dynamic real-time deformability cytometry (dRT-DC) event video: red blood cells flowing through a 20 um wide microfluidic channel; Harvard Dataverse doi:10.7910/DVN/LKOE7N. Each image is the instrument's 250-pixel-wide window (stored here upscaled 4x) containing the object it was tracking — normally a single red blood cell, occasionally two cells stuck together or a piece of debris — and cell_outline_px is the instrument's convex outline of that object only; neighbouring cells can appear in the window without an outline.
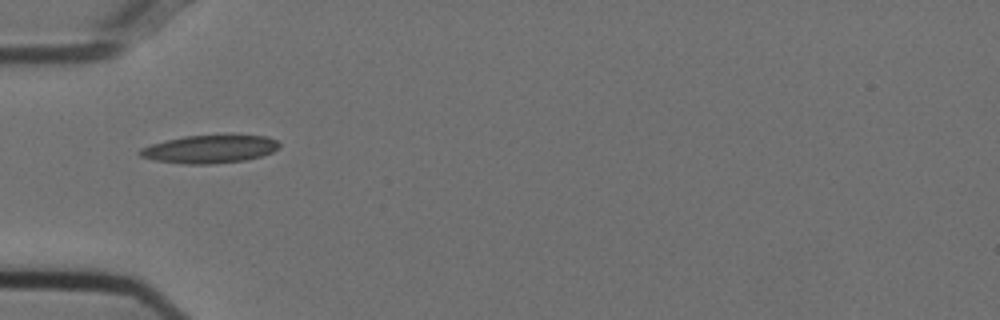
{"species": "Egyptian fruit bat (a non-hibernating species)", "species_latin": "Rousettus aegyptiacus", "temperature_condition": "cold", "stored_images_in_passage": 17, "camera_frame_rate_fps": 3000, "um_per_image_px": 0.085, "animal": {"sex": "female"}, "frame": {"image": 1, "passage_image": 3, "time_ms": 0.667, "image_size_px": [1000, 320], "cell_outline_px": [[280, 148], [272, 152], [260, 156], [244, 160], [208, 164], [184, 164], [156, 160], [140, 156], [136, 152], [140, 148], [152, 144], [184, 136], [232, 132], [268, 136], [276, 140], [280, 144]], "centroid_in_image_um": [17.89, 12.62], "position_along_channel_um": 67.1, "area_um2": 23.58}}
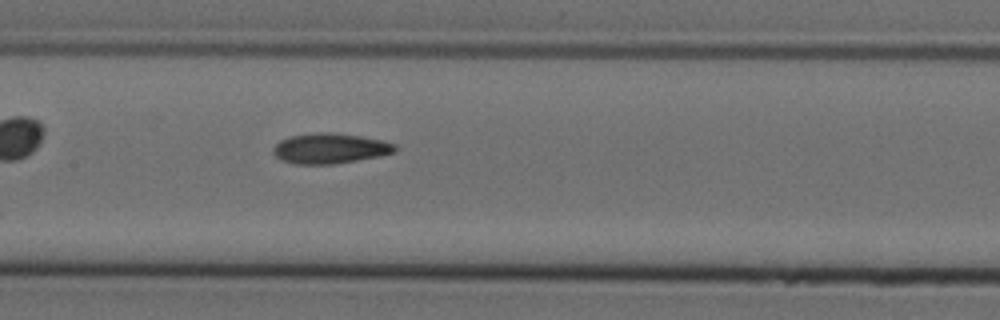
{"frame": {"image": 2, "passage_image": 12, "time_ms": 3.667, "image_size_px": [1000, 320], "cell_outline_px": [[396, 152], [380, 156], [336, 164], [292, 164], [280, 160], [272, 152], [272, 148], [280, 140], [288, 136], [320, 132], [332, 132], [360, 136], [384, 140], [396, 144]], "centroid_in_image_um": [28.04, 12.62], "position_along_channel_um": 179.4, "area_um2": 21.79}}
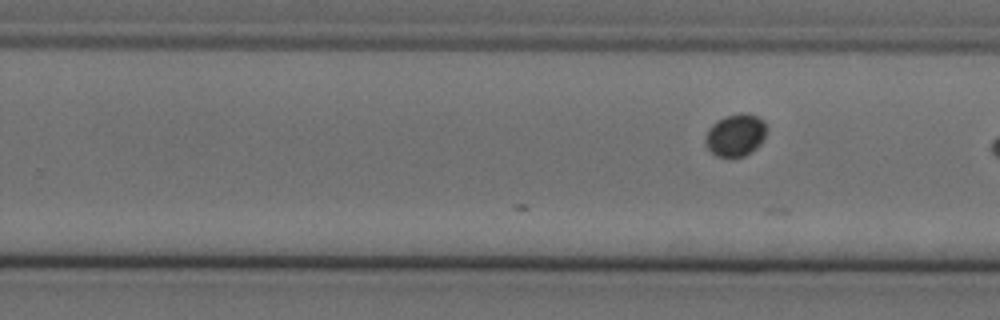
{"frame": {"image": 3, "passage_image": 17, "time_ms": 5.333, "image_size_px": [1000, 320], "cell_outline_px": [[768, 128], [760, 144], [752, 152], [744, 156], [716, 156], [704, 144], [704, 136], [708, 128], [712, 124], [728, 116], [756, 116], [764, 120]], "centroid_in_image_um": [62.51, 11.53], "position_along_channel_um": 267.3, "area_um2": 14.68}}